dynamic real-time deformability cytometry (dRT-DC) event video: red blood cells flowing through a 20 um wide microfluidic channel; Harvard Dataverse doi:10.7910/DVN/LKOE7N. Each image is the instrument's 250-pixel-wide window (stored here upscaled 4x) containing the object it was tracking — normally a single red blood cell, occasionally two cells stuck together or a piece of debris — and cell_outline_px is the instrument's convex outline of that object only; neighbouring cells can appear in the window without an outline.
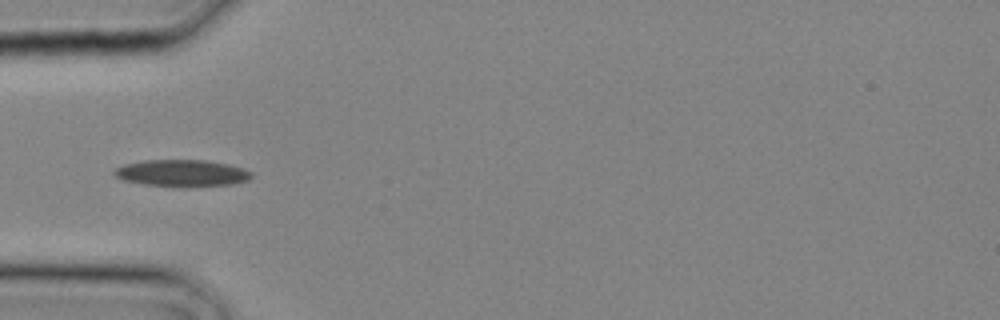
{"species": "common noctule bat (a hibernating species)", "species_latin": "Nyctalus noctula", "temperature_condition": "cold", "stored_images_in_passage": 2, "camera_frame_rate_fps": 3000, "um_per_image_px": 0.085, "animal": {"sex": "male", "body_mass_g": 20.4}, "frame": {"image": 1, "passage_image": 2, "time_ms": 0.333, "image_size_px": [1000, 320], "cell_outline_px": [[252, 176], [248, 180], [232, 184], [144, 184], [124, 180], [116, 176], [112, 172], [116, 168], [124, 164], [144, 160], [204, 160], [228, 164], [244, 168], [252, 172]], "centroid_in_image_um": [15.46, 14.66], "position_along_channel_um": 69.5, "area_um2": 20.4}}